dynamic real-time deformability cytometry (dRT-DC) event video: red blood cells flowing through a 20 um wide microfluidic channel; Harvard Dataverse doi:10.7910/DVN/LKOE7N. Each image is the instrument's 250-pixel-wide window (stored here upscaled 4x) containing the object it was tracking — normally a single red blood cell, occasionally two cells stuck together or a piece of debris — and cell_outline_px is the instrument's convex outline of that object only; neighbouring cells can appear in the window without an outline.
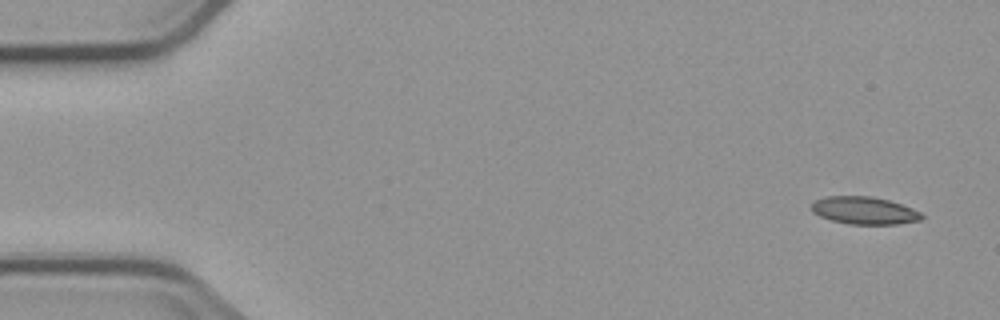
{"species": "common noctule bat (a hibernating species)", "species_latin": "Nyctalus noctula", "temperature_condition": "cold", "stored_images_in_passage": 6, "camera_frame_rate_fps": 3000, "um_per_image_px": 0.085, "animal": {"sex": "male", "body_mass_g": 23.1, "forearm_length_mm": 52.7}, "frame": {"image": 1, "passage_image": 1, "time_ms": 0.0, "image_size_px": [1000, 320], "cell_outline_px": [[924, 216], [920, 220], [896, 224], [848, 224], [832, 220], [820, 216], [812, 212], [812, 204], [816, 200], [824, 196], [872, 196], [888, 200], [912, 208], [920, 212]], "centroid_in_image_um": [73.45, 17.89], "position_along_channel_um": 11.5, "area_um2": 17.57}}
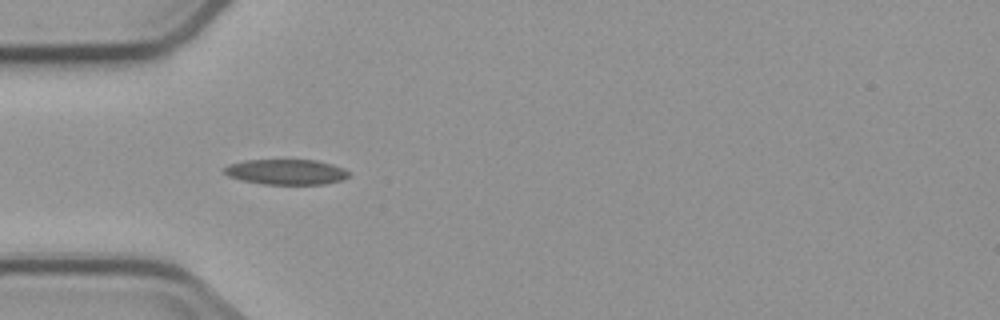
{"frame": {"image": 2, "passage_image": 5, "time_ms": 4.667, "image_size_px": [1000, 320], "cell_outline_px": [[348, 176], [340, 180], [324, 184], [264, 184], [244, 180], [228, 176], [224, 172], [224, 168], [228, 164], [244, 160], [316, 160], [332, 164], [344, 168], [348, 172]], "centroid_in_image_um": [24.31, 14.6], "position_along_channel_um": 60.7, "area_um2": 18.21}}
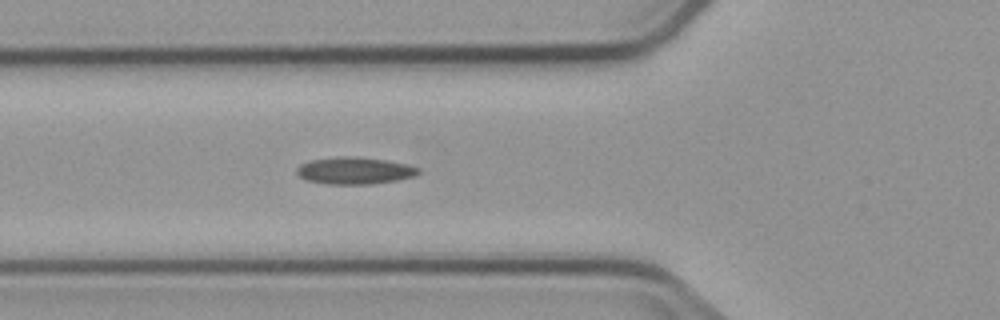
{"frame": {"image": 3, "passage_image": 6, "time_ms": 5.667, "image_size_px": [1000, 320], "cell_outline_px": [[420, 172], [416, 176], [396, 180], [372, 184], [324, 184], [304, 180], [296, 172], [296, 168], [300, 164], [312, 160], [340, 156], [348, 156], [388, 160], [408, 164], [420, 168]], "centroid_in_image_um": [30.15, 14.51], "position_along_channel_um": 95.7, "area_um2": 19.31}}